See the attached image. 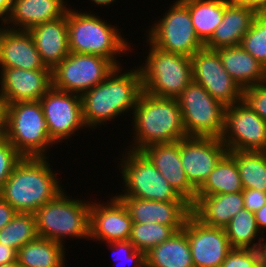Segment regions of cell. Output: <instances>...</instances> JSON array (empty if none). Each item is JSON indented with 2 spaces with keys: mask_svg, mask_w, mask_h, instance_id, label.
Wrapping results in <instances>:
<instances>
[{
  "mask_svg": "<svg viewBox=\"0 0 266 267\" xmlns=\"http://www.w3.org/2000/svg\"><path fill=\"white\" fill-rule=\"evenodd\" d=\"M158 22L146 31L147 39L157 48L187 57H192L204 47L200 41L187 6L176 0Z\"/></svg>",
  "mask_w": 266,
  "mask_h": 267,
  "instance_id": "30bf717a",
  "label": "cell"
},
{
  "mask_svg": "<svg viewBox=\"0 0 266 267\" xmlns=\"http://www.w3.org/2000/svg\"><path fill=\"white\" fill-rule=\"evenodd\" d=\"M257 15L258 13L247 5L230 0L225 6L222 22L204 47L217 50L221 47L240 45Z\"/></svg>",
  "mask_w": 266,
  "mask_h": 267,
  "instance_id": "7402d4cb",
  "label": "cell"
},
{
  "mask_svg": "<svg viewBox=\"0 0 266 267\" xmlns=\"http://www.w3.org/2000/svg\"><path fill=\"white\" fill-rule=\"evenodd\" d=\"M0 267H20L18 262H11V263H8V264H3V265H0Z\"/></svg>",
  "mask_w": 266,
  "mask_h": 267,
  "instance_id": "681fc988",
  "label": "cell"
},
{
  "mask_svg": "<svg viewBox=\"0 0 266 267\" xmlns=\"http://www.w3.org/2000/svg\"><path fill=\"white\" fill-rule=\"evenodd\" d=\"M122 70V66L116 67L103 82L81 95L82 117L88 129L105 125L124 112L133 113L143 91L141 72L138 66L127 72Z\"/></svg>",
  "mask_w": 266,
  "mask_h": 267,
  "instance_id": "6da1fadb",
  "label": "cell"
},
{
  "mask_svg": "<svg viewBox=\"0 0 266 267\" xmlns=\"http://www.w3.org/2000/svg\"><path fill=\"white\" fill-rule=\"evenodd\" d=\"M217 51L223 67L242 89L266 82V67L240 45Z\"/></svg>",
  "mask_w": 266,
  "mask_h": 267,
  "instance_id": "484cf974",
  "label": "cell"
},
{
  "mask_svg": "<svg viewBox=\"0 0 266 267\" xmlns=\"http://www.w3.org/2000/svg\"><path fill=\"white\" fill-rule=\"evenodd\" d=\"M12 1L13 0H0V19L3 23L6 22L12 9Z\"/></svg>",
  "mask_w": 266,
  "mask_h": 267,
  "instance_id": "7dc6e473",
  "label": "cell"
},
{
  "mask_svg": "<svg viewBox=\"0 0 266 267\" xmlns=\"http://www.w3.org/2000/svg\"><path fill=\"white\" fill-rule=\"evenodd\" d=\"M259 245L256 250L259 256V265L260 267H266V238L260 237ZM263 241V242H262Z\"/></svg>",
  "mask_w": 266,
  "mask_h": 267,
  "instance_id": "bcb514c9",
  "label": "cell"
},
{
  "mask_svg": "<svg viewBox=\"0 0 266 267\" xmlns=\"http://www.w3.org/2000/svg\"><path fill=\"white\" fill-rule=\"evenodd\" d=\"M133 144L129 149L141 151L156 143H169L188 137L176 98H160L142 91L132 113Z\"/></svg>",
  "mask_w": 266,
  "mask_h": 267,
  "instance_id": "3957f363",
  "label": "cell"
},
{
  "mask_svg": "<svg viewBox=\"0 0 266 267\" xmlns=\"http://www.w3.org/2000/svg\"><path fill=\"white\" fill-rule=\"evenodd\" d=\"M64 191L37 209L34 216L38 237L65 246L63 242L67 237L89 240L91 203L88 200L69 197Z\"/></svg>",
  "mask_w": 266,
  "mask_h": 267,
  "instance_id": "5b68a950",
  "label": "cell"
},
{
  "mask_svg": "<svg viewBox=\"0 0 266 267\" xmlns=\"http://www.w3.org/2000/svg\"><path fill=\"white\" fill-rule=\"evenodd\" d=\"M191 64L192 81L224 106L243 100V89L225 70L217 50L203 47L191 57Z\"/></svg>",
  "mask_w": 266,
  "mask_h": 267,
  "instance_id": "4fadbf2b",
  "label": "cell"
},
{
  "mask_svg": "<svg viewBox=\"0 0 266 267\" xmlns=\"http://www.w3.org/2000/svg\"><path fill=\"white\" fill-rule=\"evenodd\" d=\"M219 267H260L257 250L233 248Z\"/></svg>",
  "mask_w": 266,
  "mask_h": 267,
  "instance_id": "74e56055",
  "label": "cell"
},
{
  "mask_svg": "<svg viewBox=\"0 0 266 267\" xmlns=\"http://www.w3.org/2000/svg\"><path fill=\"white\" fill-rule=\"evenodd\" d=\"M1 26H0V35H1L2 31H3V29L5 28V23L2 22V25Z\"/></svg>",
  "mask_w": 266,
  "mask_h": 267,
  "instance_id": "f907efd6",
  "label": "cell"
},
{
  "mask_svg": "<svg viewBox=\"0 0 266 267\" xmlns=\"http://www.w3.org/2000/svg\"><path fill=\"white\" fill-rule=\"evenodd\" d=\"M176 99L187 136L221 138L226 106L203 86L191 81Z\"/></svg>",
  "mask_w": 266,
  "mask_h": 267,
  "instance_id": "9c48e42d",
  "label": "cell"
},
{
  "mask_svg": "<svg viewBox=\"0 0 266 267\" xmlns=\"http://www.w3.org/2000/svg\"><path fill=\"white\" fill-rule=\"evenodd\" d=\"M47 160L22 157L0 189V197L17 212L34 213L64 190Z\"/></svg>",
  "mask_w": 266,
  "mask_h": 267,
  "instance_id": "7a4b0ae2",
  "label": "cell"
},
{
  "mask_svg": "<svg viewBox=\"0 0 266 267\" xmlns=\"http://www.w3.org/2000/svg\"><path fill=\"white\" fill-rule=\"evenodd\" d=\"M240 46L266 67V13L255 17Z\"/></svg>",
  "mask_w": 266,
  "mask_h": 267,
  "instance_id": "e575fe53",
  "label": "cell"
},
{
  "mask_svg": "<svg viewBox=\"0 0 266 267\" xmlns=\"http://www.w3.org/2000/svg\"><path fill=\"white\" fill-rule=\"evenodd\" d=\"M50 138L58 144L69 140L79 129L87 128L82 117L81 95L69 93L53 86L39 100Z\"/></svg>",
  "mask_w": 266,
  "mask_h": 267,
  "instance_id": "5bb4252c",
  "label": "cell"
},
{
  "mask_svg": "<svg viewBox=\"0 0 266 267\" xmlns=\"http://www.w3.org/2000/svg\"><path fill=\"white\" fill-rule=\"evenodd\" d=\"M255 219L258 225V229L262 233L266 232V204L261 207L260 210L255 212ZM261 228L263 230H261Z\"/></svg>",
  "mask_w": 266,
  "mask_h": 267,
  "instance_id": "f6af8a7d",
  "label": "cell"
},
{
  "mask_svg": "<svg viewBox=\"0 0 266 267\" xmlns=\"http://www.w3.org/2000/svg\"><path fill=\"white\" fill-rule=\"evenodd\" d=\"M37 237L34 213L17 212L13 219L0 230V243L17 251Z\"/></svg>",
  "mask_w": 266,
  "mask_h": 267,
  "instance_id": "d6a6232c",
  "label": "cell"
},
{
  "mask_svg": "<svg viewBox=\"0 0 266 267\" xmlns=\"http://www.w3.org/2000/svg\"><path fill=\"white\" fill-rule=\"evenodd\" d=\"M91 2L102 7V6H109V5L113 4L115 2V0H91Z\"/></svg>",
  "mask_w": 266,
  "mask_h": 267,
  "instance_id": "c3c4849f",
  "label": "cell"
},
{
  "mask_svg": "<svg viewBox=\"0 0 266 267\" xmlns=\"http://www.w3.org/2000/svg\"><path fill=\"white\" fill-rule=\"evenodd\" d=\"M7 118V103L0 94V137L5 135Z\"/></svg>",
  "mask_w": 266,
  "mask_h": 267,
  "instance_id": "ee69618b",
  "label": "cell"
},
{
  "mask_svg": "<svg viewBox=\"0 0 266 267\" xmlns=\"http://www.w3.org/2000/svg\"><path fill=\"white\" fill-rule=\"evenodd\" d=\"M89 239L107 243L130 240L133 222L122 201L112 195L110 201H90Z\"/></svg>",
  "mask_w": 266,
  "mask_h": 267,
  "instance_id": "e0dca14e",
  "label": "cell"
},
{
  "mask_svg": "<svg viewBox=\"0 0 266 267\" xmlns=\"http://www.w3.org/2000/svg\"><path fill=\"white\" fill-rule=\"evenodd\" d=\"M244 208L255 213L266 204V192L257 189H243Z\"/></svg>",
  "mask_w": 266,
  "mask_h": 267,
  "instance_id": "ab89813d",
  "label": "cell"
},
{
  "mask_svg": "<svg viewBox=\"0 0 266 267\" xmlns=\"http://www.w3.org/2000/svg\"><path fill=\"white\" fill-rule=\"evenodd\" d=\"M66 6L64 0H13L5 27L28 31L36 25L63 17L69 9Z\"/></svg>",
  "mask_w": 266,
  "mask_h": 267,
  "instance_id": "cb8c5ba5",
  "label": "cell"
},
{
  "mask_svg": "<svg viewBox=\"0 0 266 267\" xmlns=\"http://www.w3.org/2000/svg\"><path fill=\"white\" fill-rule=\"evenodd\" d=\"M65 249L56 241L37 237L18 250L17 262L20 267H65Z\"/></svg>",
  "mask_w": 266,
  "mask_h": 267,
  "instance_id": "83f0119b",
  "label": "cell"
},
{
  "mask_svg": "<svg viewBox=\"0 0 266 267\" xmlns=\"http://www.w3.org/2000/svg\"><path fill=\"white\" fill-rule=\"evenodd\" d=\"M116 67L111 60L100 55L70 52L52 70V86L82 95L103 82Z\"/></svg>",
  "mask_w": 266,
  "mask_h": 267,
  "instance_id": "8fae6325",
  "label": "cell"
},
{
  "mask_svg": "<svg viewBox=\"0 0 266 267\" xmlns=\"http://www.w3.org/2000/svg\"><path fill=\"white\" fill-rule=\"evenodd\" d=\"M244 208L242 192L196 195L191 205L192 214L202 223L224 228Z\"/></svg>",
  "mask_w": 266,
  "mask_h": 267,
  "instance_id": "d4e9b609",
  "label": "cell"
},
{
  "mask_svg": "<svg viewBox=\"0 0 266 267\" xmlns=\"http://www.w3.org/2000/svg\"><path fill=\"white\" fill-rule=\"evenodd\" d=\"M174 190L191 205L196 188L189 182L180 159V140L152 144L141 150Z\"/></svg>",
  "mask_w": 266,
  "mask_h": 267,
  "instance_id": "ffe728a7",
  "label": "cell"
},
{
  "mask_svg": "<svg viewBox=\"0 0 266 267\" xmlns=\"http://www.w3.org/2000/svg\"><path fill=\"white\" fill-rule=\"evenodd\" d=\"M119 162L124 189L117 197H136L153 201H186L167 182L142 152L127 149ZM124 192V193H123Z\"/></svg>",
  "mask_w": 266,
  "mask_h": 267,
  "instance_id": "ba28073f",
  "label": "cell"
},
{
  "mask_svg": "<svg viewBox=\"0 0 266 267\" xmlns=\"http://www.w3.org/2000/svg\"><path fill=\"white\" fill-rule=\"evenodd\" d=\"M21 159L14 146L4 136L0 137V189Z\"/></svg>",
  "mask_w": 266,
  "mask_h": 267,
  "instance_id": "8d00e7d4",
  "label": "cell"
},
{
  "mask_svg": "<svg viewBox=\"0 0 266 267\" xmlns=\"http://www.w3.org/2000/svg\"><path fill=\"white\" fill-rule=\"evenodd\" d=\"M16 213L17 211L0 197V230L13 219Z\"/></svg>",
  "mask_w": 266,
  "mask_h": 267,
  "instance_id": "60d3db41",
  "label": "cell"
},
{
  "mask_svg": "<svg viewBox=\"0 0 266 267\" xmlns=\"http://www.w3.org/2000/svg\"><path fill=\"white\" fill-rule=\"evenodd\" d=\"M18 251L10 246L0 243V265L17 261Z\"/></svg>",
  "mask_w": 266,
  "mask_h": 267,
  "instance_id": "b9f144b4",
  "label": "cell"
},
{
  "mask_svg": "<svg viewBox=\"0 0 266 267\" xmlns=\"http://www.w3.org/2000/svg\"><path fill=\"white\" fill-rule=\"evenodd\" d=\"M228 152L221 139L191 137L180 140V159L189 182L198 189Z\"/></svg>",
  "mask_w": 266,
  "mask_h": 267,
  "instance_id": "2e32d148",
  "label": "cell"
},
{
  "mask_svg": "<svg viewBox=\"0 0 266 267\" xmlns=\"http://www.w3.org/2000/svg\"><path fill=\"white\" fill-rule=\"evenodd\" d=\"M175 231L167 225L159 223H133L130 242L136 250L145 254L156 245L168 240Z\"/></svg>",
  "mask_w": 266,
  "mask_h": 267,
  "instance_id": "836d02e7",
  "label": "cell"
},
{
  "mask_svg": "<svg viewBox=\"0 0 266 267\" xmlns=\"http://www.w3.org/2000/svg\"><path fill=\"white\" fill-rule=\"evenodd\" d=\"M146 267H194L187 234L176 231L146 254Z\"/></svg>",
  "mask_w": 266,
  "mask_h": 267,
  "instance_id": "4316f807",
  "label": "cell"
},
{
  "mask_svg": "<svg viewBox=\"0 0 266 267\" xmlns=\"http://www.w3.org/2000/svg\"><path fill=\"white\" fill-rule=\"evenodd\" d=\"M74 9L69 7L66 13L70 52L100 55L120 67L117 55L129 53L131 43L100 16Z\"/></svg>",
  "mask_w": 266,
  "mask_h": 267,
  "instance_id": "277c9868",
  "label": "cell"
},
{
  "mask_svg": "<svg viewBox=\"0 0 266 267\" xmlns=\"http://www.w3.org/2000/svg\"><path fill=\"white\" fill-rule=\"evenodd\" d=\"M0 94L7 104L39 101L52 87V70L1 68Z\"/></svg>",
  "mask_w": 266,
  "mask_h": 267,
  "instance_id": "ac0fdd59",
  "label": "cell"
},
{
  "mask_svg": "<svg viewBox=\"0 0 266 267\" xmlns=\"http://www.w3.org/2000/svg\"><path fill=\"white\" fill-rule=\"evenodd\" d=\"M183 230L188 237L194 267L222 266L233 249L224 228L206 225L192 213L187 218Z\"/></svg>",
  "mask_w": 266,
  "mask_h": 267,
  "instance_id": "9a60e30c",
  "label": "cell"
},
{
  "mask_svg": "<svg viewBox=\"0 0 266 267\" xmlns=\"http://www.w3.org/2000/svg\"><path fill=\"white\" fill-rule=\"evenodd\" d=\"M243 189L266 192V152L234 151Z\"/></svg>",
  "mask_w": 266,
  "mask_h": 267,
  "instance_id": "4dcf8cb0",
  "label": "cell"
},
{
  "mask_svg": "<svg viewBox=\"0 0 266 267\" xmlns=\"http://www.w3.org/2000/svg\"><path fill=\"white\" fill-rule=\"evenodd\" d=\"M4 137L22 157H48V149L56 144L48 134L39 101L7 104Z\"/></svg>",
  "mask_w": 266,
  "mask_h": 267,
  "instance_id": "52a82bcc",
  "label": "cell"
},
{
  "mask_svg": "<svg viewBox=\"0 0 266 267\" xmlns=\"http://www.w3.org/2000/svg\"><path fill=\"white\" fill-rule=\"evenodd\" d=\"M243 100L266 122V82L243 89Z\"/></svg>",
  "mask_w": 266,
  "mask_h": 267,
  "instance_id": "f35d334b",
  "label": "cell"
},
{
  "mask_svg": "<svg viewBox=\"0 0 266 267\" xmlns=\"http://www.w3.org/2000/svg\"><path fill=\"white\" fill-rule=\"evenodd\" d=\"M150 45L145 63L139 66L142 90L160 98H177L192 81L191 58Z\"/></svg>",
  "mask_w": 266,
  "mask_h": 267,
  "instance_id": "8992f818",
  "label": "cell"
},
{
  "mask_svg": "<svg viewBox=\"0 0 266 267\" xmlns=\"http://www.w3.org/2000/svg\"><path fill=\"white\" fill-rule=\"evenodd\" d=\"M189 9L196 35L205 45L222 22L230 0H181Z\"/></svg>",
  "mask_w": 266,
  "mask_h": 267,
  "instance_id": "f546056e",
  "label": "cell"
},
{
  "mask_svg": "<svg viewBox=\"0 0 266 267\" xmlns=\"http://www.w3.org/2000/svg\"><path fill=\"white\" fill-rule=\"evenodd\" d=\"M125 205L133 223H159L175 232L183 229L191 212L187 201H153L136 197H118Z\"/></svg>",
  "mask_w": 266,
  "mask_h": 267,
  "instance_id": "d6986e66",
  "label": "cell"
},
{
  "mask_svg": "<svg viewBox=\"0 0 266 267\" xmlns=\"http://www.w3.org/2000/svg\"><path fill=\"white\" fill-rule=\"evenodd\" d=\"M46 67L53 70L70 53L66 14L28 30Z\"/></svg>",
  "mask_w": 266,
  "mask_h": 267,
  "instance_id": "603a6c76",
  "label": "cell"
},
{
  "mask_svg": "<svg viewBox=\"0 0 266 267\" xmlns=\"http://www.w3.org/2000/svg\"><path fill=\"white\" fill-rule=\"evenodd\" d=\"M224 230L232 248L256 249L260 242L259 238L262 237L255 219V213L245 208L232 217ZM257 237L258 242H255Z\"/></svg>",
  "mask_w": 266,
  "mask_h": 267,
  "instance_id": "1f68e13d",
  "label": "cell"
},
{
  "mask_svg": "<svg viewBox=\"0 0 266 267\" xmlns=\"http://www.w3.org/2000/svg\"><path fill=\"white\" fill-rule=\"evenodd\" d=\"M107 244L112 252L115 253L113 255L114 261L119 262L123 257L122 260L125 259L128 264L133 265L132 267H146L145 253L143 251L136 250L130 240L116 241Z\"/></svg>",
  "mask_w": 266,
  "mask_h": 267,
  "instance_id": "d590c367",
  "label": "cell"
},
{
  "mask_svg": "<svg viewBox=\"0 0 266 267\" xmlns=\"http://www.w3.org/2000/svg\"><path fill=\"white\" fill-rule=\"evenodd\" d=\"M243 185L234 160V151H228L214 167L196 195H215L242 192Z\"/></svg>",
  "mask_w": 266,
  "mask_h": 267,
  "instance_id": "f1b7e54d",
  "label": "cell"
},
{
  "mask_svg": "<svg viewBox=\"0 0 266 267\" xmlns=\"http://www.w3.org/2000/svg\"><path fill=\"white\" fill-rule=\"evenodd\" d=\"M0 68L49 69L29 31L5 27L0 35Z\"/></svg>",
  "mask_w": 266,
  "mask_h": 267,
  "instance_id": "44dd1931",
  "label": "cell"
},
{
  "mask_svg": "<svg viewBox=\"0 0 266 267\" xmlns=\"http://www.w3.org/2000/svg\"><path fill=\"white\" fill-rule=\"evenodd\" d=\"M255 10L258 14L266 13V0H236Z\"/></svg>",
  "mask_w": 266,
  "mask_h": 267,
  "instance_id": "7bdbcfd3",
  "label": "cell"
},
{
  "mask_svg": "<svg viewBox=\"0 0 266 267\" xmlns=\"http://www.w3.org/2000/svg\"><path fill=\"white\" fill-rule=\"evenodd\" d=\"M221 141L228 151L266 152V122L244 101L226 106Z\"/></svg>",
  "mask_w": 266,
  "mask_h": 267,
  "instance_id": "7c38bea8",
  "label": "cell"
}]
</instances>
